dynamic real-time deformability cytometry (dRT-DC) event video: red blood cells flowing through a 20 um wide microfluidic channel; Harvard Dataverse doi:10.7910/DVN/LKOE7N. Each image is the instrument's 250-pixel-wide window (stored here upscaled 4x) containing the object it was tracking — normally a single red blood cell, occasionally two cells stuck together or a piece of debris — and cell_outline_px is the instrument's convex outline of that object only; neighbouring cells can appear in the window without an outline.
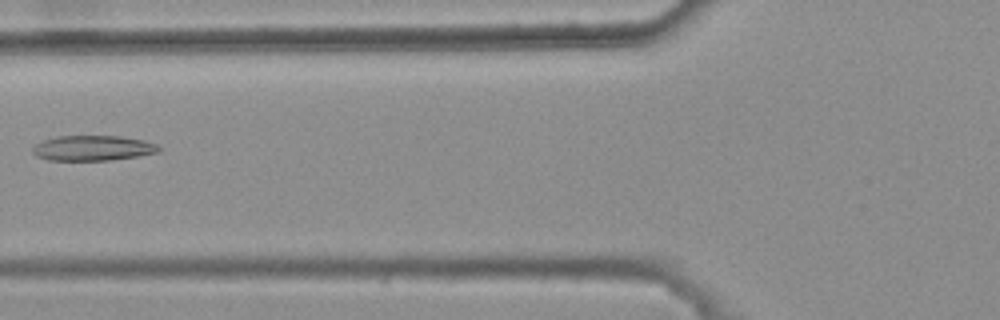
{"species": "common noctule bat (a hibernating species)", "species_latin": "Nyctalus noctula", "temperature_condition": "warm", "stored_images_in_passage": 6, "camera_frame_rate_fps": 3000, "um_per_image_px": 0.085, "animal": {"sex": "female", "body_mass_g": 25.1}, "frame": {"image": 1, "passage_image": 5, "time_ms": 1.333, "image_size_px": [1000, 320], "cell_outline_px": [[160, 148], [156, 152], [136, 156], [112, 160], [48, 160], [36, 156], [32, 152], [32, 148], [36, 144], [44, 140], [56, 136], [120, 136], [144, 140], [156, 144]], "centroid_in_image_um": [7.85, 12.58], "position_along_channel_um": 118.0, "area_um2": 18.38}}
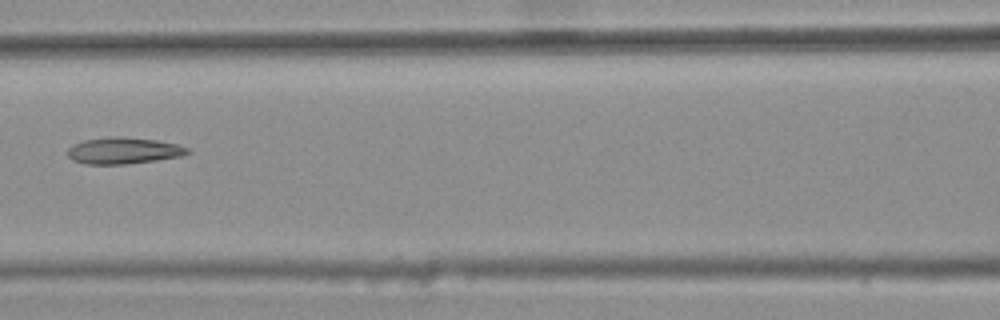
{"frame": {"image": 2, "passage_image": 6, "time_ms": 1.667, "image_size_px": [1000, 320], "cell_outline_px": [[192, 152], [180, 156], [156, 160], [124, 164], [84, 164], [72, 160], [68, 156], [68, 148], [72, 144], [84, 140], [116, 136], [156, 140], [176, 144], [188, 148]], "centroid_in_image_um": [10.47, 12.81], "position_along_channel_um": 156.1, "area_um2": 18.38}}